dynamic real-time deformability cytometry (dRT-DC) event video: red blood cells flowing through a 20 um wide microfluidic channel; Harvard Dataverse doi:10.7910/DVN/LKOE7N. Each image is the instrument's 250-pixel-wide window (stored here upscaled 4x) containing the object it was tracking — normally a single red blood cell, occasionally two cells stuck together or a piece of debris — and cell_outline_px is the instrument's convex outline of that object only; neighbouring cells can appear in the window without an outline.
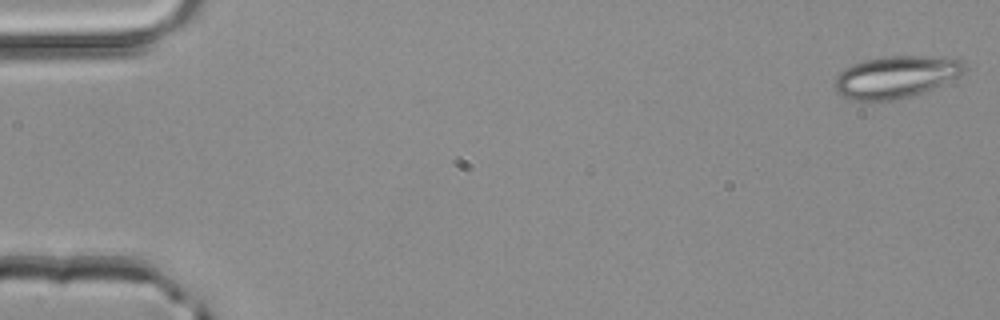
{"species": "common noctule bat (a hibernating species)", "species_latin": "Nyctalus noctula", "temperature_condition": "room temperature", "stored_images_in_passage": 50, "camera_frame_rate_fps": 3000, "um_per_image_px": 0.085, "animal": {"sex": "male", "body_mass_g": 20.4}, "frame": {"image": 1, "passage_image": 1, "time_ms": 0.0, "image_size_px": [1000, 320], "cell_outline_px": [[968, 68], [960, 76], [932, 88], [908, 96], [892, 100], [848, 100], [836, 92], [836, 76], [844, 68], [852, 64], [864, 60], [884, 56], [924, 56], [964, 60], [968, 64]], "centroid_in_image_um": [76.16, 6.52], "position_along_channel_um": 8.8, "area_um2": 31.67}}
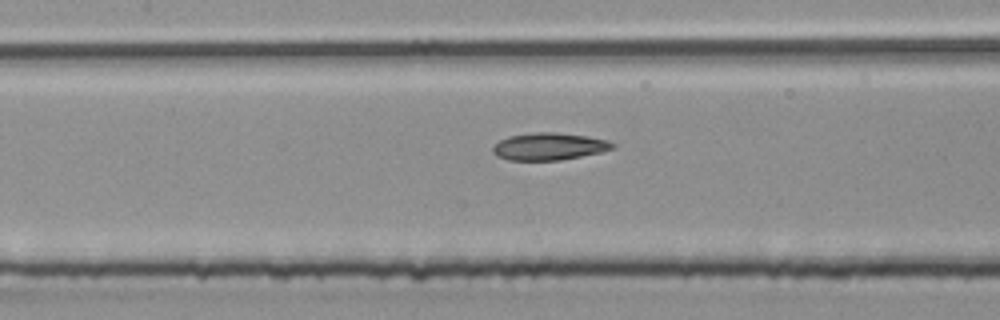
{"frame": {"image": 2, "passage_image": 23, "time_ms": 7.333, "image_size_px": [1000, 320], "cell_outline_px": [[616, 144], [612, 148], [600, 152], [560, 160], [508, 160], [496, 156], [492, 152], [492, 148], [500, 140], [508, 136], [536, 132], [556, 132], [588, 136], [604, 140]], "centroid_in_image_um": [46.62, 12.44], "position_along_channel_um": 160.8, "area_um2": 18.84}}
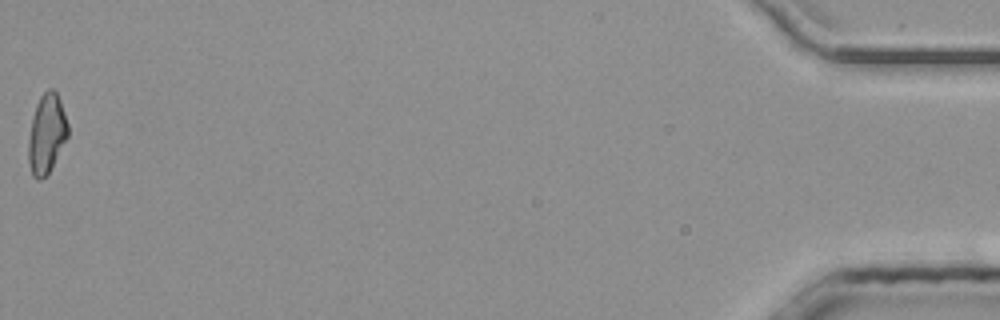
{"frame": {"image": 3, "passage_image": 50, "time_ms": 16.333, "image_size_px": [1000, 320], "cell_outline_px": [[68, 136], [48, 172], [40, 180], [36, 180], [32, 176], [28, 160], [28, 140], [32, 116], [36, 104], [40, 96], [48, 88], [52, 88], [56, 92], [60, 100], [68, 124]], "centroid_in_image_um": [3.94, 11.35], "position_along_channel_um": 431.3, "area_um2": 18.15}, "authors_computed_cell_mechanics": {"area_um2": 18.8428, "velocity_mm_per_s": 4.1659, "shape_relaxation_time_tau1_ms": null, "shape_relaxation_time_tau2_ms": 3.4468, "deformation_change_tau1": null, "deformation_change_tau2": 0.1032}}